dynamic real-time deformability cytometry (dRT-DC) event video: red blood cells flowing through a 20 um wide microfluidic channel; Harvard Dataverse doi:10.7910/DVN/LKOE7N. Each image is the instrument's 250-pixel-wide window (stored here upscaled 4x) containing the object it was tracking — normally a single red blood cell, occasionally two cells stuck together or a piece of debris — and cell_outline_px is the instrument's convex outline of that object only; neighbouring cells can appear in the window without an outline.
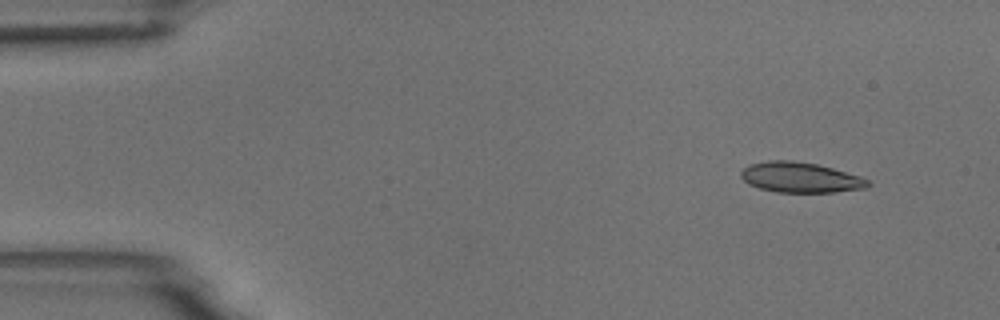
{"species": "common noctule bat (a hibernating species)", "species_latin": "Nyctalus noctula", "temperature_condition": "room temperature", "stored_images_in_passage": 6, "camera_frame_rate_fps": 3000, "um_per_image_px": 0.085, "animal": {"sex": "male", "body_mass_g": 18.8}, "frame": {"image": 1, "passage_image": 1, "time_ms": 0.0, "image_size_px": [1000, 320], "cell_outline_px": [[872, 184], [868, 188], [836, 192], [776, 192], [760, 188], [748, 184], [740, 176], [740, 172], [748, 164], [768, 160], [792, 160], [816, 164], [832, 168], [860, 176], [868, 180]], "centroid_in_image_um": [68.03, 15.08], "position_along_channel_um": 17.0, "area_um2": 22.54}}